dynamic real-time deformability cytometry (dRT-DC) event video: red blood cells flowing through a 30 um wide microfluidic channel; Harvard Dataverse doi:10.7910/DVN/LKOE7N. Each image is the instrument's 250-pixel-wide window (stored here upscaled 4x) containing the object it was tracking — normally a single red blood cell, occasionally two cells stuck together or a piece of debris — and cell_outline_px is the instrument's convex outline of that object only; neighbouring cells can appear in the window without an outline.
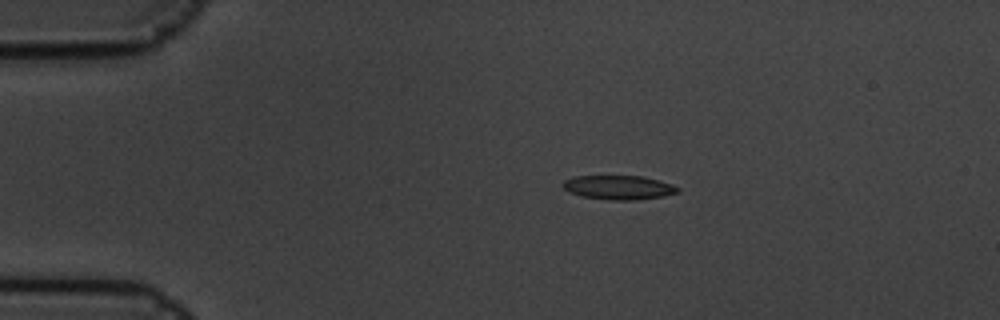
{"species": "common noctule bat (a hibernating species)", "species_latin": "Nyctalus noctula", "temperature_condition": "cold", "stored_images_in_passage": 4, "camera_frame_rate_fps": 3000, "um_per_image_px": 0.085, "animal": {"sex": "male", "body_mass_g": 19.5, "forearm_length_mm": 54.6}, "frame": {"image": 1, "passage_image": 1, "time_ms": 0.0, "image_size_px": [1000, 320], "cell_outline_px": [[680, 192], [664, 196], [636, 200], [608, 200], [580, 196], [568, 192], [560, 184], [564, 180], [572, 176], [644, 176], [672, 184], [680, 188]], "centroid_in_image_um": [52.57, 15.93], "position_along_channel_um": 32.4, "area_um2": 16.42}}
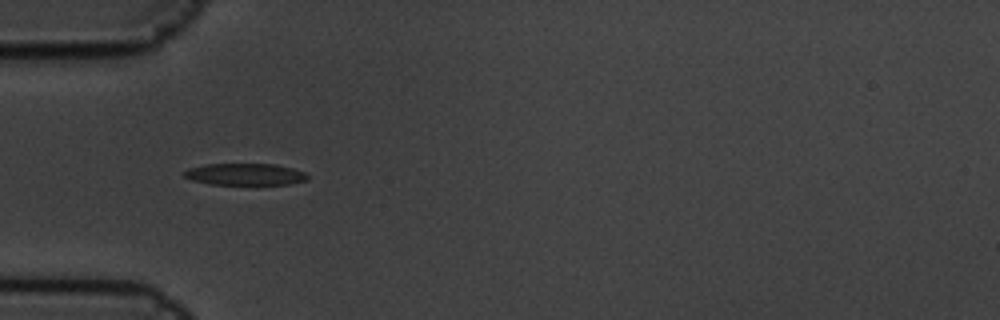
{"frame": {"image": 2, "passage_image": 3, "time_ms": 0.667, "image_size_px": [1000, 320], "cell_outline_px": [[308, 180], [288, 184], [256, 188], [212, 184], [192, 180], [184, 176], [184, 172], [188, 168], [204, 164], [276, 164], [292, 168], [304, 172], [308, 176]], "centroid_in_image_um": [20.87, 14.87], "position_along_channel_um": 64.1, "area_um2": 16.65}}
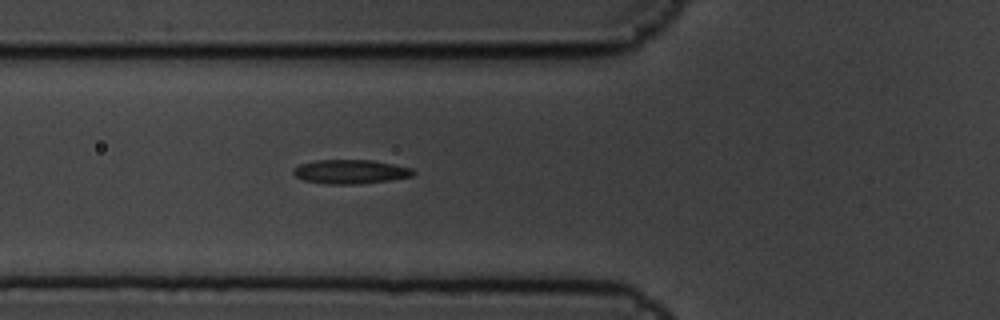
{"frame": {"image": 3, "passage_image": 4, "time_ms": 1.0, "image_size_px": [1000, 320], "cell_outline_px": [[416, 172], [412, 176], [388, 180], [360, 184], [328, 184], [304, 180], [296, 176], [292, 172], [292, 168], [300, 164], [316, 160], [372, 160], [412, 168]], "centroid_in_image_um": [29.77, 14.59], "position_along_channel_um": 96.0, "area_um2": 16.76}}